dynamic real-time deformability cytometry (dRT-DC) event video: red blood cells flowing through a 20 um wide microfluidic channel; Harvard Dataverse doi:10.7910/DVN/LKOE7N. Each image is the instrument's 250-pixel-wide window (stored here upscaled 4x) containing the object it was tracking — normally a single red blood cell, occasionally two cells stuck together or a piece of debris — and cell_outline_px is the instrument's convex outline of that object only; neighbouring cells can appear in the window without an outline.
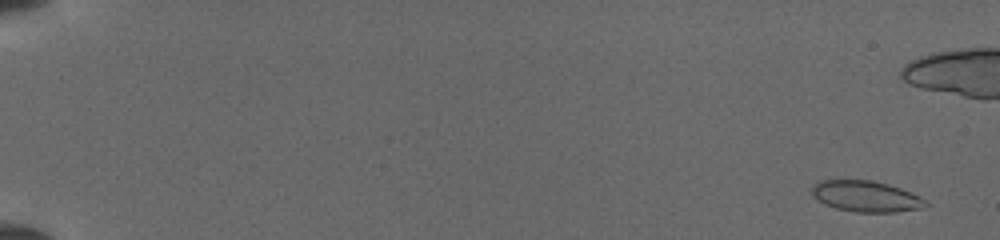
{"species": "common noctule bat (a hibernating species)", "species_latin": "Nyctalus noctula", "temperature_condition": "cold", "stored_images_in_passage": 48, "camera_frame_rate_fps": 3000, "um_per_image_px": 0.085, "animal": {"sex": "female", "body_mass_g": 19.5, "forearm_length_mm": 54.1}, "frame": {"image": 1, "passage_image": 3, "time_ms": 0.667, "image_size_px": [1000, 240], "cell_outline_px": [[928, 204], [920, 208], [896, 212], [856, 212], [836, 208], [824, 204], [812, 196], [812, 188], [816, 180], [872, 180], [888, 184], [900, 188], [920, 196]], "centroid_in_image_um": [73.57, 16.68], "position_along_channel_um": 11.4, "area_um2": 20.52}}
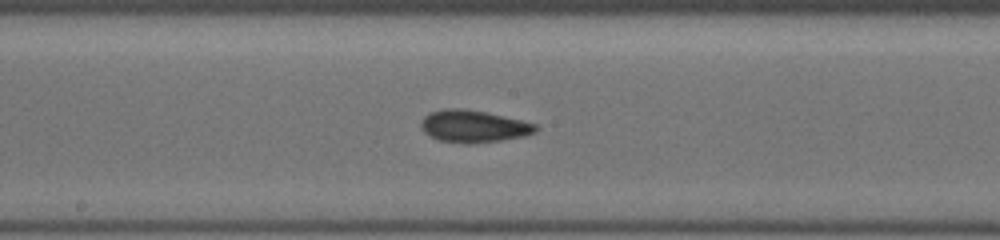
{"frame": {"image": 2, "passage_image": 30, "time_ms": 9.667, "image_size_px": [1000, 240], "cell_outline_px": [[540, 128], [536, 132], [524, 136], [500, 140], [472, 144], [464, 144], [440, 140], [428, 136], [420, 128], [420, 120], [424, 116], [432, 112], [444, 108], [456, 108], [484, 112], [520, 120], [536, 124]], "centroid_in_image_um": [40.22, 10.75], "position_along_channel_um": 208.0, "area_um2": 21.5}}
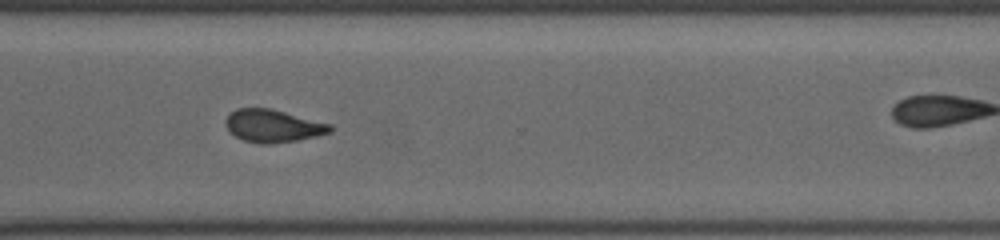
{"frame": {"image": 3, "passage_image": 40, "time_ms": 13.0, "image_size_px": [1000, 240], "cell_outline_px": [[332, 132], [316, 136], [296, 140], [268, 144], [260, 144], [244, 140], [228, 132], [224, 124], [224, 120], [236, 108], [272, 108], [332, 124]], "centroid_in_image_um": [23.19, 10.69], "position_along_channel_um": 347.4, "area_um2": 20.06}}